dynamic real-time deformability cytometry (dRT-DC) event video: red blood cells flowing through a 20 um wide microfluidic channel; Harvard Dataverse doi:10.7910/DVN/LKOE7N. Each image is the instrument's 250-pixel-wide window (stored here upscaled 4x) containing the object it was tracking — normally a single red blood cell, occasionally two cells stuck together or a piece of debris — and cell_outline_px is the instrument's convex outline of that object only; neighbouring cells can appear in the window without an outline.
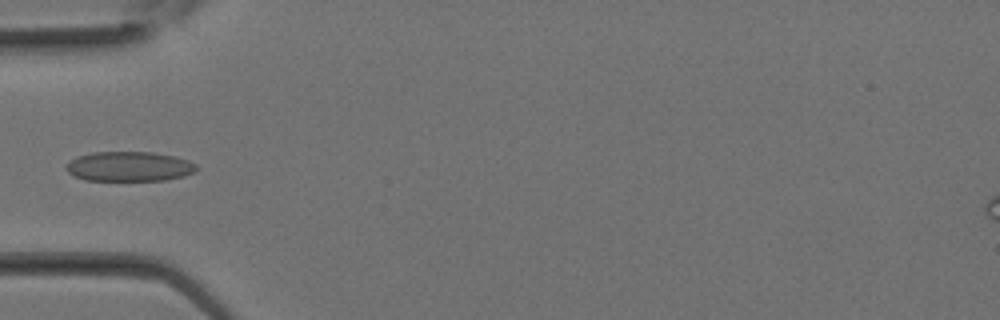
{"species": "Egyptian fruit bat (a non-hibernating species)", "species_latin": "Rousettus aegyptiacus", "temperature_condition": "room temperature", "stored_images_in_passage": 13, "camera_frame_rate_fps": 3000, "um_per_image_px": 0.085, "animal": {"sex": "female"}, "frame": {"image": 1, "passage_image": 10, "time_ms": 3.0, "image_size_px": [1000, 320], "cell_outline_px": [[196, 172], [184, 176], [164, 180], [84, 180], [68, 172], [68, 164], [76, 156], [92, 152], [152, 152], [176, 156], [188, 160], [196, 164]], "centroid_in_image_um": [11.03, 14.14], "position_along_channel_um": 74.0, "area_um2": 22.48}}
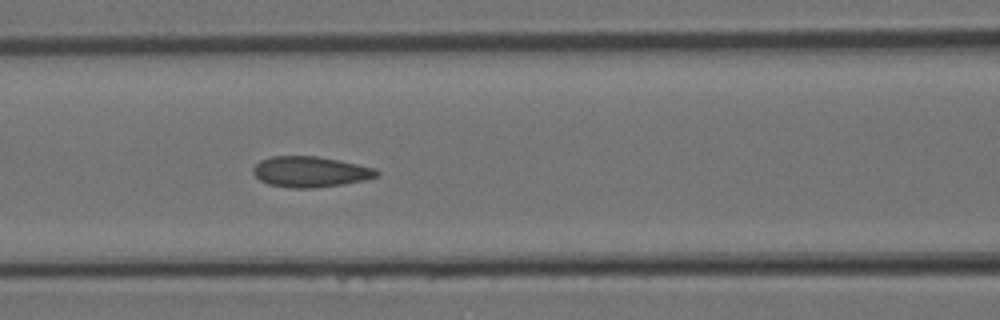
{"frame": {"image": 2, "passage_image": 13, "time_ms": 4.0, "image_size_px": [1000, 320], "cell_outline_px": [[380, 176], [364, 180], [344, 184], [316, 188], [288, 188], [268, 184], [260, 180], [252, 172], [252, 168], [260, 160], [272, 156], [316, 156], [340, 160], [376, 168], [380, 172]], "centroid_in_image_um": [26.4, 14.6], "position_along_channel_um": 140.2, "area_um2": 22.37}}